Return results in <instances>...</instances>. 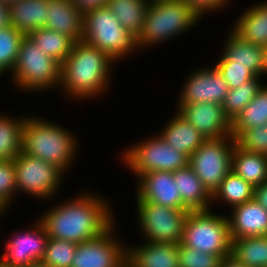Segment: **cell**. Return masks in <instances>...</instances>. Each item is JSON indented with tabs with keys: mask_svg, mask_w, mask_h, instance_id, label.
<instances>
[{
	"mask_svg": "<svg viewBox=\"0 0 267 267\" xmlns=\"http://www.w3.org/2000/svg\"><path fill=\"white\" fill-rule=\"evenodd\" d=\"M254 190L251 184L231 170L213 193L212 202L223 201L229 208H233L254 199Z\"/></svg>",
	"mask_w": 267,
	"mask_h": 267,
	"instance_id": "obj_30",
	"label": "cell"
},
{
	"mask_svg": "<svg viewBox=\"0 0 267 267\" xmlns=\"http://www.w3.org/2000/svg\"><path fill=\"white\" fill-rule=\"evenodd\" d=\"M231 255L247 267H267V235L232 239Z\"/></svg>",
	"mask_w": 267,
	"mask_h": 267,
	"instance_id": "obj_29",
	"label": "cell"
},
{
	"mask_svg": "<svg viewBox=\"0 0 267 267\" xmlns=\"http://www.w3.org/2000/svg\"><path fill=\"white\" fill-rule=\"evenodd\" d=\"M138 228L145 236V241L154 243L180 244L183 238L187 209H174L150 203L143 199L136 200Z\"/></svg>",
	"mask_w": 267,
	"mask_h": 267,
	"instance_id": "obj_10",
	"label": "cell"
},
{
	"mask_svg": "<svg viewBox=\"0 0 267 267\" xmlns=\"http://www.w3.org/2000/svg\"><path fill=\"white\" fill-rule=\"evenodd\" d=\"M8 209V207L0 200V216Z\"/></svg>",
	"mask_w": 267,
	"mask_h": 267,
	"instance_id": "obj_46",
	"label": "cell"
},
{
	"mask_svg": "<svg viewBox=\"0 0 267 267\" xmlns=\"http://www.w3.org/2000/svg\"><path fill=\"white\" fill-rule=\"evenodd\" d=\"M18 193L44 199H52L62 185L65 173L49 162L21 152L14 159Z\"/></svg>",
	"mask_w": 267,
	"mask_h": 267,
	"instance_id": "obj_11",
	"label": "cell"
},
{
	"mask_svg": "<svg viewBox=\"0 0 267 267\" xmlns=\"http://www.w3.org/2000/svg\"><path fill=\"white\" fill-rule=\"evenodd\" d=\"M27 36L41 49L42 53L55 59L60 65L68 57L75 44L71 37L45 27L34 30Z\"/></svg>",
	"mask_w": 267,
	"mask_h": 267,
	"instance_id": "obj_27",
	"label": "cell"
},
{
	"mask_svg": "<svg viewBox=\"0 0 267 267\" xmlns=\"http://www.w3.org/2000/svg\"><path fill=\"white\" fill-rule=\"evenodd\" d=\"M267 124V85H263L252 101L232 121V133L236 139L244 130Z\"/></svg>",
	"mask_w": 267,
	"mask_h": 267,
	"instance_id": "obj_28",
	"label": "cell"
},
{
	"mask_svg": "<svg viewBox=\"0 0 267 267\" xmlns=\"http://www.w3.org/2000/svg\"><path fill=\"white\" fill-rule=\"evenodd\" d=\"M127 262L133 267H179L178 244L145 241L127 247Z\"/></svg>",
	"mask_w": 267,
	"mask_h": 267,
	"instance_id": "obj_19",
	"label": "cell"
},
{
	"mask_svg": "<svg viewBox=\"0 0 267 267\" xmlns=\"http://www.w3.org/2000/svg\"><path fill=\"white\" fill-rule=\"evenodd\" d=\"M205 211H189L185 220L182 244L221 258L232 254V238L225 215Z\"/></svg>",
	"mask_w": 267,
	"mask_h": 267,
	"instance_id": "obj_6",
	"label": "cell"
},
{
	"mask_svg": "<svg viewBox=\"0 0 267 267\" xmlns=\"http://www.w3.org/2000/svg\"><path fill=\"white\" fill-rule=\"evenodd\" d=\"M177 112L197 129L205 139L231 136L232 122L218 103L202 102L177 105Z\"/></svg>",
	"mask_w": 267,
	"mask_h": 267,
	"instance_id": "obj_15",
	"label": "cell"
},
{
	"mask_svg": "<svg viewBox=\"0 0 267 267\" xmlns=\"http://www.w3.org/2000/svg\"><path fill=\"white\" fill-rule=\"evenodd\" d=\"M47 0H18L9 6V24L24 35L44 28Z\"/></svg>",
	"mask_w": 267,
	"mask_h": 267,
	"instance_id": "obj_24",
	"label": "cell"
},
{
	"mask_svg": "<svg viewBox=\"0 0 267 267\" xmlns=\"http://www.w3.org/2000/svg\"><path fill=\"white\" fill-rule=\"evenodd\" d=\"M26 267H50L48 264L44 263L42 260L41 261H36L33 263H30Z\"/></svg>",
	"mask_w": 267,
	"mask_h": 267,
	"instance_id": "obj_45",
	"label": "cell"
},
{
	"mask_svg": "<svg viewBox=\"0 0 267 267\" xmlns=\"http://www.w3.org/2000/svg\"><path fill=\"white\" fill-rule=\"evenodd\" d=\"M0 267H17V266H10V265H7V264H5L4 262H2V261L0 260Z\"/></svg>",
	"mask_w": 267,
	"mask_h": 267,
	"instance_id": "obj_48",
	"label": "cell"
},
{
	"mask_svg": "<svg viewBox=\"0 0 267 267\" xmlns=\"http://www.w3.org/2000/svg\"><path fill=\"white\" fill-rule=\"evenodd\" d=\"M14 86L21 90L43 91L59 88L61 65L41 52V49L25 35L20 43L16 65L11 73Z\"/></svg>",
	"mask_w": 267,
	"mask_h": 267,
	"instance_id": "obj_7",
	"label": "cell"
},
{
	"mask_svg": "<svg viewBox=\"0 0 267 267\" xmlns=\"http://www.w3.org/2000/svg\"><path fill=\"white\" fill-rule=\"evenodd\" d=\"M77 243L48 238L42 261L50 267H71Z\"/></svg>",
	"mask_w": 267,
	"mask_h": 267,
	"instance_id": "obj_34",
	"label": "cell"
},
{
	"mask_svg": "<svg viewBox=\"0 0 267 267\" xmlns=\"http://www.w3.org/2000/svg\"><path fill=\"white\" fill-rule=\"evenodd\" d=\"M231 170L254 188L267 181V155L240 148L233 149Z\"/></svg>",
	"mask_w": 267,
	"mask_h": 267,
	"instance_id": "obj_25",
	"label": "cell"
},
{
	"mask_svg": "<svg viewBox=\"0 0 267 267\" xmlns=\"http://www.w3.org/2000/svg\"><path fill=\"white\" fill-rule=\"evenodd\" d=\"M137 182L136 199L174 209H186L178 192L171 171H152L140 175Z\"/></svg>",
	"mask_w": 267,
	"mask_h": 267,
	"instance_id": "obj_16",
	"label": "cell"
},
{
	"mask_svg": "<svg viewBox=\"0 0 267 267\" xmlns=\"http://www.w3.org/2000/svg\"><path fill=\"white\" fill-rule=\"evenodd\" d=\"M173 179L177 183L182 205L188 211H205L212 207V195L189 165L174 171Z\"/></svg>",
	"mask_w": 267,
	"mask_h": 267,
	"instance_id": "obj_20",
	"label": "cell"
},
{
	"mask_svg": "<svg viewBox=\"0 0 267 267\" xmlns=\"http://www.w3.org/2000/svg\"><path fill=\"white\" fill-rule=\"evenodd\" d=\"M161 131L159 135L164 141L188 157L207 140L177 111Z\"/></svg>",
	"mask_w": 267,
	"mask_h": 267,
	"instance_id": "obj_22",
	"label": "cell"
},
{
	"mask_svg": "<svg viewBox=\"0 0 267 267\" xmlns=\"http://www.w3.org/2000/svg\"><path fill=\"white\" fill-rule=\"evenodd\" d=\"M235 140L243 150L267 155V124L246 129Z\"/></svg>",
	"mask_w": 267,
	"mask_h": 267,
	"instance_id": "obj_36",
	"label": "cell"
},
{
	"mask_svg": "<svg viewBox=\"0 0 267 267\" xmlns=\"http://www.w3.org/2000/svg\"><path fill=\"white\" fill-rule=\"evenodd\" d=\"M196 70L185 81L177 105L202 102L222 105L229 90L226 80L215 66Z\"/></svg>",
	"mask_w": 267,
	"mask_h": 267,
	"instance_id": "obj_14",
	"label": "cell"
},
{
	"mask_svg": "<svg viewBox=\"0 0 267 267\" xmlns=\"http://www.w3.org/2000/svg\"><path fill=\"white\" fill-rule=\"evenodd\" d=\"M77 138L51 121L26 116L22 129V152L54 164L64 173L77 154Z\"/></svg>",
	"mask_w": 267,
	"mask_h": 267,
	"instance_id": "obj_3",
	"label": "cell"
},
{
	"mask_svg": "<svg viewBox=\"0 0 267 267\" xmlns=\"http://www.w3.org/2000/svg\"><path fill=\"white\" fill-rule=\"evenodd\" d=\"M122 154L121 161L136 178L152 171L174 172L189 165V157L170 146L159 134L126 148Z\"/></svg>",
	"mask_w": 267,
	"mask_h": 267,
	"instance_id": "obj_8",
	"label": "cell"
},
{
	"mask_svg": "<svg viewBox=\"0 0 267 267\" xmlns=\"http://www.w3.org/2000/svg\"><path fill=\"white\" fill-rule=\"evenodd\" d=\"M33 228L15 232L6 242L5 252L0 260L7 265L26 267L30 263L41 261L45 254L48 235L38 219Z\"/></svg>",
	"mask_w": 267,
	"mask_h": 267,
	"instance_id": "obj_13",
	"label": "cell"
},
{
	"mask_svg": "<svg viewBox=\"0 0 267 267\" xmlns=\"http://www.w3.org/2000/svg\"><path fill=\"white\" fill-rule=\"evenodd\" d=\"M122 267H133V266L130 265L128 262H126Z\"/></svg>",
	"mask_w": 267,
	"mask_h": 267,
	"instance_id": "obj_49",
	"label": "cell"
},
{
	"mask_svg": "<svg viewBox=\"0 0 267 267\" xmlns=\"http://www.w3.org/2000/svg\"><path fill=\"white\" fill-rule=\"evenodd\" d=\"M179 267H219L222 258L178 244Z\"/></svg>",
	"mask_w": 267,
	"mask_h": 267,
	"instance_id": "obj_37",
	"label": "cell"
},
{
	"mask_svg": "<svg viewBox=\"0 0 267 267\" xmlns=\"http://www.w3.org/2000/svg\"><path fill=\"white\" fill-rule=\"evenodd\" d=\"M200 19L202 17L183 0L150 1L144 27L136 39L137 49L150 48L177 37L189 31Z\"/></svg>",
	"mask_w": 267,
	"mask_h": 267,
	"instance_id": "obj_4",
	"label": "cell"
},
{
	"mask_svg": "<svg viewBox=\"0 0 267 267\" xmlns=\"http://www.w3.org/2000/svg\"><path fill=\"white\" fill-rule=\"evenodd\" d=\"M83 15L72 0H47L45 28L82 41Z\"/></svg>",
	"mask_w": 267,
	"mask_h": 267,
	"instance_id": "obj_18",
	"label": "cell"
},
{
	"mask_svg": "<svg viewBox=\"0 0 267 267\" xmlns=\"http://www.w3.org/2000/svg\"><path fill=\"white\" fill-rule=\"evenodd\" d=\"M219 267H247L243 263H240L234 256L229 255L222 258Z\"/></svg>",
	"mask_w": 267,
	"mask_h": 267,
	"instance_id": "obj_43",
	"label": "cell"
},
{
	"mask_svg": "<svg viewBox=\"0 0 267 267\" xmlns=\"http://www.w3.org/2000/svg\"><path fill=\"white\" fill-rule=\"evenodd\" d=\"M231 30L248 43L267 46V2L250 6L238 16Z\"/></svg>",
	"mask_w": 267,
	"mask_h": 267,
	"instance_id": "obj_21",
	"label": "cell"
},
{
	"mask_svg": "<svg viewBox=\"0 0 267 267\" xmlns=\"http://www.w3.org/2000/svg\"><path fill=\"white\" fill-rule=\"evenodd\" d=\"M231 210L232 214L227 219L232 239L267 235V210L255 199Z\"/></svg>",
	"mask_w": 267,
	"mask_h": 267,
	"instance_id": "obj_17",
	"label": "cell"
},
{
	"mask_svg": "<svg viewBox=\"0 0 267 267\" xmlns=\"http://www.w3.org/2000/svg\"><path fill=\"white\" fill-rule=\"evenodd\" d=\"M221 53L232 65L245 66L257 77L263 76V47L242 40L230 30Z\"/></svg>",
	"mask_w": 267,
	"mask_h": 267,
	"instance_id": "obj_23",
	"label": "cell"
},
{
	"mask_svg": "<svg viewBox=\"0 0 267 267\" xmlns=\"http://www.w3.org/2000/svg\"><path fill=\"white\" fill-rule=\"evenodd\" d=\"M202 18L207 12L223 9L231 0H183Z\"/></svg>",
	"mask_w": 267,
	"mask_h": 267,
	"instance_id": "obj_39",
	"label": "cell"
},
{
	"mask_svg": "<svg viewBox=\"0 0 267 267\" xmlns=\"http://www.w3.org/2000/svg\"><path fill=\"white\" fill-rule=\"evenodd\" d=\"M113 61L104 51L84 41L75 42L61 64L60 90L72 99H92L106 92ZM66 91V92H65Z\"/></svg>",
	"mask_w": 267,
	"mask_h": 267,
	"instance_id": "obj_2",
	"label": "cell"
},
{
	"mask_svg": "<svg viewBox=\"0 0 267 267\" xmlns=\"http://www.w3.org/2000/svg\"><path fill=\"white\" fill-rule=\"evenodd\" d=\"M214 66L226 80L229 89L238 88L245 82L252 80L256 75L245 66L232 65L222 54Z\"/></svg>",
	"mask_w": 267,
	"mask_h": 267,
	"instance_id": "obj_35",
	"label": "cell"
},
{
	"mask_svg": "<svg viewBox=\"0 0 267 267\" xmlns=\"http://www.w3.org/2000/svg\"><path fill=\"white\" fill-rule=\"evenodd\" d=\"M115 223L98 237L77 244L71 267H122L127 247L113 235Z\"/></svg>",
	"mask_w": 267,
	"mask_h": 267,
	"instance_id": "obj_12",
	"label": "cell"
},
{
	"mask_svg": "<svg viewBox=\"0 0 267 267\" xmlns=\"http://www.w3.org/2000/svg\"><path fill=\"white\" fill-rule=\"evenodd\" d=\"M235 144L236 140L232 135L220 139H207L189 156V166L211 195L231 171Z\"/></svg>",
	"mask_w": 267,
	"mask_h": 267,
	"instance_id": "obj_9",
	"label": "cell"
},
{
	"mask_svg": "<svg viewBox=\"0 0 267 267\" xmlns=\"http://www.w3.org/2000/svg\"><path fill=\"white\" fill-rule=\"evenodd\" d=\"M108 0H72V2L85 13L88 10L106 6Z\"/></svg>",
	"mask_w": 267,
	"mask_h": 267,
	"instance_id": "obj_40",
	"label": "cell"
},
{
	"mask_svg": "<svg viewBox=\"0 0 267 267\" xmlns=\"http://www.w3.org/2000/svg\"><path fill=\"white\" fill-rule=\"evenodd\" d=\"M82 41L104 51L115 63L138 51L136 38L120 24L107 6L84 13Z\"/></svg>",
	"mask_w": 267,
	"mask_h": 267,
	"instance_id": "obj_5",
	"label": "cell"
},
{
	"mask_svg": "<svg viewBox=\"0 0 267 267\" xmlns=\"http://www.w3.org/2000/svg\"><path fill=\"white\" fill-rule=\"evenodd\" d=\"M0 1L10 6L11 4L15 3L18 0H0Z\"/></svg>",
	"mask_w": 267,
	"mask_h": 267,
	"instance_id": "obj_47",
	"label": "cell"
},
{
	"mask_svg": "<svg viewBox=\"0 0 267 267\" xmlns=\"http://www.w3.org/2000/svg\"><path fill=\"white\" fill-rule=\"evenodd\" d=\"M263 59H264V65H263V76L267 75V46L263 47Z\"/></svg>",
	"mask_w": 267,
	"mask_h": 267,
	"instance_id": "obj_44",
	"label": "cell"
},
{
	"mask_svg": "<svg viewBox=\"0 0 267 267\" xmlns=\"http://www.w3.org/2000/svg\"><path fill=\"white\" fill-rule=\"evenodd\" d=\"M263 85L262 79L256 76L238 88L228 90L222 107L231 122L252 101Z\"/></svg>",
	"mask_w": 267,
	"mask_h": 267,
	"instance_id": "obj_32",
	"label": "cell"
},
{
	"mask_svg": "<svg viewBox=\"0 0 267 267\" xmlns=\"http://www.w3.org/2000/svg\"><path fill=\"white\" fill-rule=\"evenodd\" d=\"M254 199L267 210V181L255 187Z\"/></svg>",
	"mask_w": 267,
	"mask_h": 267,
	"instance_id": "obj_41",
	"label": "cell"
},
{
	"mask_svg": "<svg viewBox=\"0 0 267 267\" xmlns=\"http://www.w3.org/2000/svg\"><path fill=\"white\" fill-rule=\"evenodd\" d=\"M17 191L18 189H17L14 160L1 159L0 200L9 208V206L12 204L11 202L13 198L16 196Z\"/></svg>",
	"mask_w": 267,
	"mask_h": 267,
	"instance_id": "obj_38",
	"label": "cell"
},
{
	"mask_svg": "<svg viewBox=\"0 0 267 267\" xmlns=\"http://www.w3.org/2000/svg\"><path fill=\"white\" fill-rule=\"evenodd\" d=\"M112 211L108 200L88 191L47 209L39 220L48 237L79 244L108 230L115 223Z\"/></svg>",
	"mask_w": 267,
	"mask_h": 267,
	"instance_id": "obj_1",
	"label": "cell"
},
{
	"mask_svg": "<svg viewBox=\"0 0 267 267\" xmlns=\"http://www.w3.org/2000/svg\"><path fill=\"white\" fill-rule=\"evenodd\" d=\"M25 119L0 114V160H14L22 152Z\"/></svg>",
	"mask_w": 267,
	"mask_h": 267,
	"instance_id": "obj_31",
	"label": "cell"
},
{
	"mask_svg": "<svg viewBox=\"0 0 267 267\" xmlns=\"http://www.w3.org/2000/svg\"><path fill=\"white\" fill-rule=\"evenodd\" d=\"M149 0H108L107 8L120 24L136 39L144 27V17Z\"/></svg>",
	"mask_w": 267,
	"mask_h": 267,
	"instance_id": "obj_26",
	"label": "cell"
},
{
	"mask_svg": "<svg viewBox=\"0 0 267 267\" xmlns=\"http://www.w3.org/2000/svg\"><path fill=\"white\" fill-rule=\"evenodd\" d=\"M25 35L8 25L0 29V76L12 73L18 58L19 46Z\"/></svg>",
	"mask_w": 267,
	"mask_h": 267,
	"instance_id": "obj_33",
	"label": "cell"
},
{
	"mask_svg": "<svg viewBox=\"0 0 267 267\" xmlns=\"http://www.w3.org/2000/svg\"><path fill=\"white\" fill-rule=\"evenodd\" d=\"M9 24V5L0 1V29Z\"/></svg>",
	"mask_w": 267,
	"mask_h": 267,
	"instance_id": "obj_42",
	"label": "cell"
}]
</instances>
